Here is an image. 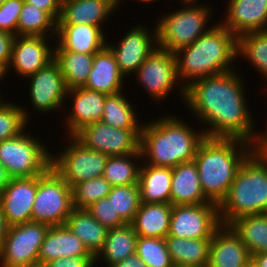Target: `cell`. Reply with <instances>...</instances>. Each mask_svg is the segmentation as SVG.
<instances>
[{
    "label": "cell",
    "instance_id": "37",
    "mask_svg": "<svg viewBox=\"0 0 267 267\" xmlns=\"http://www.w3.org/2000/svg\"><path fill=\"white\" fill-rule=\"evenodd\" d=\"M30 110L9 100L0 105V142L28 130ZM28 126V127H27Z\"/></svg>",
    "mask_w": 267,
    "mask_h": 267
},
{
    "label": "cell",
    "instance_id": "27",
    "mask_svg": "<svg viewBox=\"0 0 267 267\" xmlns=\"http://www.w3.org/2000/svg\"><path fill=\"white\" fill-rule=\"evenodd\" d=\"M137 239L138 236L132 224L108 229L104 246L95 257V267L102 262L105 267H112L117 262L135 254Z\"/></svg>",
    "mask_w": 267,
    "mask_h": 267
},
{
    "label": "cell",
    "instance_id": "19",
    "mask_svg": "<svg viewBox=\"0 0 267 267\" xmlns=\"http://www.w3.org/2000/svg\"><path fill=\"white\" fill-rule=\"evenodd\" d=\"M220 24L236 37L267 30V0H227Z\"/></svg>",
    "mask_w": 267,
    "mask_h": 267
},
{
    "label": "cell",
    "instance_id": "23",
    "mask_svg": "<svg viewBox=\"0 0 267 267\" xmlns=\"http://www.w3.org/2000/svg\"><path fill=\"white\" fill-rule=\"evenodd\" d=\"M125 79L126 77L121 73L115 55L106 45L94 55L92 69L83 87L90 91L112 95L124 91Z\"/></svg>",
    "mask_w": 267,
    "mask_h": 267
},
{
    "label": "cell",
    "instance_id": "45",
    "mask_svg": "<svg viewBox=\"0 0 267 267\" xmlns=\"http://www.w3.org/2000/svg\"><path fill=\"white\" fill-rule=\"evenodd\" d=\"M14 36L0 30V67L6 71L11 60Z\"/></svg>",
    "mask_w": 267,
    "mask_h": 267
},
{
    "label": "cell",
    "instance_id": "47",
    "mask_svg": "<svg viewBox=\"0 0 267 267\" xmlns=\"http://www.w3.org/2000/svg\"><path fill=\"white\" fill-rule=\"evenodd\" d=\"M112 267H147L146 264L135 253L126 257L124 260L117 262Z\"/></svg>",
    "mask_w": 267,
    "mask_h": 267
},
{
    "label": "cell",
    "instance_id": "28",
    "mask_svg": "<svg viewBox=\"0 0 267 267\" xmlns=\"http://www.w3.org/2000/svg\"><path fill=\"white\" fill-rule=\"evenodd\" d=\"M172 205L169 203H140L131 223L137 236L165 238L169 232Z\"/></svg>",
    "mask_w": 267,
    "mask_h": 267
},
{
    "label": "cell",
    "instance_id": "33",
    "mask_svg": "<svg viewBox=\"0 0 267 267\" xmlns=\"http://www.w3.org/2000/svg\"><path fill=\"white\" fill-rule=\"evenodd\" d=\"M123 92L106 95L101 121L118 129H142L143 123L138 120L133 102Z\"/></svg>",
    "mask_w": 267,
    "mask_h": 267
},
{
    "label": "cell",
    "instance_id": "15",
    "mask_svg": "<svg viewBox=\"0 0 267 267\" xmlns=\"http://www.w3.org/2000/svg\"><path fill=\"white\" fill-rule=\"evenodd\" d=\"M26 80L30 83L28 84V95L31 105H33L30 108L40 114H49L56 110L60 113L62 109L63 115V111L67 109L64 104H66L68 89L60 68L54 60L45 68L28 76Z\"/></svg>",
    "mask_w": 267,
    "mask_h": 267
},
{
    "label": "cell",
    "instance_id": "6",
    "mask_svg": "<svg viewBox=\"0 0 267 267\" xmlns=\"http://www.w3.org/2000/svg\"><path fill=\"white\" fill-rule=\"evenodd\" d=\"M182 4V8L157 17L159 19L156 20L155 25L158 48L175 53L194 43L213 27L212 24H209L214 10L209 5L210 3L201 5L195 0Z\"/></svg>",
    "mask_w": 267,
    "mask_h": 267
},
{
    "label": "cell",
    "instance_id": "29",
    "mask_svg": "<svg viewBox=\"0 0 267 267\" xmlns=\"http://www.w3.org/2000/svg\"><path fill=\"white\" fill-rule=\"evenodd\" d=\"M164 239L175 267H207L211 238L188 239L167 235Z\"/></svg>",
    "mask_w": 267,
    "mask_h": 267
},
{
    "label": "cell",
    "instance_id": "3",
    "mask_svg": "<svg viewBox=\"0 0 267 267\" xmlns=\"http://www.w3.org/2000/svg\"><path fill=\"white\" fill-rule=\"evenodd\" d=\"M174 54L179 82L186 88L196 80L235 70L237 37L215 21L194 43Z\"/></svg>",
    "mask_w": 267,
    "mask_h": 267
},
{
    "label": "cell",
    "instance_id": "42",
    "mask_svg": "<svg viewBox=\"0 0 267 267\" xmlns=\"http://www.w3.org/2000/svg\"><path fill=\"white\" fill-rule=\"evenodd\" d=\"M24 0H6L0 5V30L17 36V25Z\"/></svg>",
    "mask_w": 267,
    "mask_h": 267
},
{
    "label": "cell",
    "instance_id": "17",
    "mask_svg": "<svg viewBox=\"0 0 267 267\" xmlns=\"http://www.w3.org/2000/svg\"><path fill=\"white\" fill-rule=\"evenodd\" d=\"M12 178L0 193V205L8 227L32 221V208L37 193V179Z\"/></svg>",
    "mask_w": 267,
    "mask_h": 267
},
{
    "label": "cell",
    "instance_id": "14",
    "mask_svg": "<svg viewBox=\"0 0 267 267\" xmlns=\"http://www.w3.org/2000/svg\"><path fill=\"white\" fill-rule=\"evenodd\" d=\"M148 27L142 22L140 25L137 23L125 32L117 43L107 41V46L115 55L121 73L127 78L131 74L134 76L137 69L158 47L155 22L154 28Z\"/></svg>",
    "mask_w": 267,
    "mask_h": 267
},
{
    "label": "cell",
    "instance_id": "13",
    "mask_svg": "<svg viewBox=\"0 0 267 267\" xmlns=\"http://www.w3.org/2000/svg\"><path fill=\"white\" fill-rule=\"evenodd\" d=\"M221 225L216 203L176 205L172 206L168 235L188 239L212 238Z\"/></svg>",
    "mask_w": 267,
    "mask_h": 267
},
{
    "label": "cell",
    "instance_id": "1",
    "mask_svg": "<svg viewBox=\"0 0 267 267\" xmlns=\"http://www.w3.org/2000/svg\"><path fill=\"white\" fill-rule=\"evenodd\" d=\"M239 71L208 76L185 88L183 104L196 121H201L198 124L205 123L200 129L208 138H237L249 142L257 128L256 117L247 102L246 79Z\"/></svg>",
    "mask_w": 267,
    "mask_h": 267
},
{
    "label": "cell",
    "instance_id": "31",
    "mask_svg": "<svg viewBox=\"0 0 267 267\" xmlns=\"http://www.w3.org/2000/svg\"><path fill=\"white\" fill-rule=\"evenodd\" d=\"M228 226L247 247L251 257L267 252V213L244 215L231 221Z\"/></svg>",
    "mask_w": 267,
    "mask_h": 267
},
{
    "label": "cell",
    "instance_id": "22",
    "mask_svg": "<svg viewBox=\"0 0 267 267\" xmlns=\"http://www.w3.org/2000/svg\"><path fill=\"white\" fill-rule=\"evenodd\" d=\"M251 254L228 225H221L213 234L207 267H246Z\"/></svg>",
    "mask_w": 267,
    "mask_h": 267
},
{
    "label": "cell",
    "instance_id": "18",
    "mask_svg": "<svg viewBox=\"0 0 267 267\" xmlns=\"http://www.w3.org/2000/svg\"><path fill=\"white\" fill-rule=\"evenodd\" d=\"M71 97L72 106H67L64 128L67 136H74L86 125L102 120L106 95L90 91L84 87H76L67 91V99Z\"/></svg>",
    "mask_w": 267,
    "mask_h": 267
},
{
    "label": "cell",
    "instance_id": "2",
    "mask_svg": "<svg viewBox=\"0 0 267 267\" xmlns=\"http://www.w3.org/2000/svg\"><path fill=\"white\" fill-rule=\"evenodd\" d=\"M173 113L159 118L144 120L140 132L142 163L174 168L192 161L200 143L206 138L204 131H197Z\"/></svg>",
    "mask_w": 267,
    "mask_h": 267
},
{
    "label": "cell",
    "instance_id": "46",
    "mask_svg": "<svg viewBox=\"0 0 267 267\" xmlns=\"http://www.w3.org/2000/svg\"><path fill=\"white\" fill-rule=\"evenodd\" d=\"M25 2L37 7L40 10L48 12L56 21L61 13L62 0H24Z\"/></svg>",
    "mask_w": 267,
    "mask_h": 267
},
{
    "label": "cell",
    "instance_id": "35",
    "mask_svg": "<svg viewBox=\"0 0 267 267\" xmlns=\"http://www.w3.org/2000/svg\"><path fill=\"white\" fill-rule=\"evenodd\" d=\"M56 33L57 21L48 12L24 1L17 25V36L56 37Z\"/></svg>",
    "mask_w": 267,
    "mask_h": 267
},
{
    "label": "cell",
    "instance_id": "32",
    "mask_svg": "<svg viewBox=\"0 0 267 267\" xmlns=\"http://www.w3.org/2000/svg\"><path fill=\"white\" fill-rule=\"evenodd\" d=\"M94 55L73 51H54V61L58 64L67 89L83 87L92 69Z\"/></svg>",
    "mask_w": 267,
    "mask_h": 267
},
{
    "label": "cell",
    "instance_id": "51",
    "mask_svg": "<svg viewBox=\"0 0 267 267\" xmlns=\"http://www.w3.org/2000/svg\"><path fill=\"white\" fill-rule=\"evenodd\" d=\"M136 1V0H135ZM143 4L147 3V4H151L152 2H155L157 0H137ZM123 2H125V0H118V6H122L120 5V3L122 4Z\"/></svg>",
    "mask_w": 267,
    "mask_h": 267
},
{
    "label": "cell",
    "instance_id": "12",
    "mask_svg": "<svg viewBox=\"0 0 267 267\" xmlns=\"http://www.w3.org/2000/svg\"><path fill=\"white\" fill-rule=\"evenodd\" d=\"M142 129H118L102 121L86 125L74 136L92 150L107 156H124L140 152Z\"/></svg>",
    "mask_w": 267,
    "mask_h": 267
},
{
    "label": "cell",
    "instance_id": "44",
    "mask_svg": "<svg viewBox=\"0 0 267 267\" xmlns=\"http://www.w3.org/2000/svg\"><path fill=\"white\" fill-rule=\"evenodd\" d=\"M267 126V124H266ZM265 130H254L253 136L249 141L250 154L256 157L267 158V127Z\"/></svg>",
    "mask_w": 267,
    "mask_h": 267
},
{
    "label": "cell",
    "instance_id": "40",
    "mask_svg": "<svg viewBox=\"0 0 267 267\" xmlns=\"http://www.w3.org/2000/svg\"><path fill=\"white\" fill-rule=\"evenodd\" d=\"M111 189L112 185L103 176L76 184L72 187L73 206L87 209L97 200L107 197Z\"/></svg>",
    "mask_w": 267,
    "mask_h": 267
},
{
    "label": "cell",
    "instance_id": "56",
    "mask_svg": "<svg viewBox=\"0 0 267 267\" xmlns=\"http://www.w3.org/2000/svg\"><path fill=\"white\" fill-rule=\"evenodd\" d=\"M181 1V3H183V2H192V1H195V0H180Z\"/></svg>",
    "mask_w": 267,
    "mask_h": 267
},
{
    "label": "cell",
    "instance_id": "55",
    "mask_svg": "<svg viewBox=\"0 0 267 267\" xmlns=\"http://www.w3.org/2000/svg\"><path fill=\"white\" fill-rule=\"evenodd\" d=\"M246 267H258L253 261H251Z\"/></svg>",
    "mask_w": 267,
    "mask_h": 267
},
{
    "label": "cell",
    "instance_id": "43",
    "mask_svg": "<svg viewBox=\"0 0 267 267\" xmlns=\"http://www.w3.org/2000/svg\"><path fill=\"white\" fill-rule=\"evenodd\" d=\"M43 267H95L94 256H73L60 257L51 260L43 265Z\"/></svg>",
    "mask_w": 267,
    "mask_h": 267
},
{
    "label": "cell",
    "instance_id": "34",
    "mask_svg": "<svg viewBox=\"0 0 267 267\" xmlns=\"http://www.w3.org/2000/svg\"><path fill=\"white\" fill-rule=\"evenodd\" d=\"M247 59L260 78L267 82V30L244 33L237 37V59Z\"/></svg>",
    "mask_w": 267,
    "mask_h": 267
},
{
    "label": "cell",
    "instance_id": "38",
    "mask_svg": "<svg viewBox=\"0 0 267 267\" xmlns=\"http://www.w3.org/2000/svg\"><path fill=\"white\" fill-rule=\"evenodd\" d=\"M108 197L112 200L115 213L126 224H131L141 203L139 185L112 186Z\"/></svg>",
    "mask_w": 267,
    "mask_h": 267
},
{
    "label": "cell",
    "instance_id": "9",
    "mask_svg": "<svg viewBox=\"0 0 267 267\" xmlns=\"http://www.w3.org/2000/svg\"><path fill=\"white\" fill-rule=\"evenodd\" d=\"M67 141L58 154L51 153V167L71 188L103 175L109 156L88 148L75 136H67Z\"/></svg>",
    "mask_w": 267,
    "mask_h": 267
},
{
    "label": "cell",
    "instance_id": "7",
    "mask_svg": "<svg viewBox=\"0 0 267 267\" xmlns=\"http://www.w3.org/2000/svg\"><path fill=\"white\" fill-rule=\"evenodd\" d=\"M32 132L24 131L0 142V160L12 178H30L51 167L50 149Z\"/></svg>",
    "mask_w": 267,
    "mask_h": 267
},
{
    "label": "cell",
    "instance_id": "39",
    "mask_svg": "<svg viewBox=\"0 0 267 267\" xmlns=\"http://www.w3.org/2000/svg\"><path fill=\"white\" fill-rule=\"evenodd\" d=\"M136 254L147 267H175L164 238L138 236Z\"/></svg>",
    "mask_w": 267,
    "mask_h": 267
},
{
    "label": "cell",
    "instance_id": "52",
    "mask_svg": "<svg viewBox=\"0 0 267 267\" xmlns=\"http://www.w3.org/2000/svg\"><path fill=\"white\" fill-rule=\"evenodd\" d=\"M17 267H43V266L40 263H33V264L17 266Z\"/></svg>",
    "mask_w": 267,
    "mask_h": 267
},
{
    "label": "cell",
    "instance_id": "41",
    "mask_svg": "<svg viewBox=\"0 0 267 267\" xmlns=\"http://www.w3.org/2000/svg\"><path fill=\"white\" fill-rule=\"evenodd\" d=\"M88 212L107 229L117 228L126 223L115 213L112 200L103 197L87 208Z\"/></svg>",
    "mask_w": 267,
    "mask_h": 267
},
{
    "label": "cell",
    "instance_id": "48",
    "mask_svg": "<svg viewBox=\"0 0 267 267\" xmlns=\"http://www.w3.org/2000/svg\"><path fill=\"white\" fill-rule=\"evenodd\" d=\"M12 177L8 173V170L4 167L2 161L0 160V193L4 188L11 182Z\"/></svg>",
    "mask_w": 267,
    "mask_h": 267
},
{
    "label": "cell",
    "instance_id": "54",
    "mask_svg": "<svg viewBox=\"0 0 267 267\" xmlns=\"http://www.w3.org/2000/svg\"><path fill=\"white\" fill-rule=\"evenodd\" d=\"M1 88H0V105H2V103H4L6 101V98L2 96V92H1ZM5 98V99H4Z\"/></svg>",
    "mask_w": 267,
    "mask_h": 267
},
{
    "label": "cell",
    "instance_id": "36",
    "mask_svg": "<svg viewBox=\"0 0 267 267\" xmlns=\"http://www.w3.org/2000/svg\"><path fill=\"white\" fill-rule=\"evenodd\" d=\"M139 160L142 161L141 152L124 156H109L102 176L112 186L138 184L142 164Z\"/></svg>",
    "mask_w": 267,
    "mask_h": 267
},
{
    "label": "cell",
    "instance_id": "4",
    "mask_svg": "<svg viewBox=\"0 0 267 267\" xmlns=\"http://www.w3.org/2000/svg\"><path fill=\"white\" fill-rule=\"evenodd\" d=\"M250 155L249 142L237 138H208L199 145L194 162L206 198L219 205L238 169Z\"/></svg>",
    "mask_w": 267,
    "mask_h": 267
},
{
    "label": "cell",
    "instance_id": "26",
    "mask_svg": "<svg viewBox=\"0 0 267 267\" xmlns=\"http://www.w3.org/2000/svg\"><path fill=\"white\" fill-rule=\"evenodd\" d=\"M172 168L141 164L139 191L141 203L171 202Z\"/></svg>",
    "mask_w": 267,
    "mask_h": 267
},
{
    "label": "cell",
    "instance_id": "20",
    "mask_svg": "<svg viewBox=\"0 0 267 267\" xmlns=\"http://www.w3.org/2000/svg\"><path fill=\"white\" fill-rule=\"evenodd\" d=\"M118 7V0H62L57 25L88 24L104 31L105 21L111 20Z\"/></svg>",
    "mask_w": 267,
    "mask_h": 267
},
{
    "label": "cell",
    "instance_id": "49",
    "mask_svg": "<svg viewBox=\"0 0 267 267\" xmlns=\"http://www.w3.org/2000/svg\"><path fill=\"white\" fill-rule=\"evenodd\" d=\"M252 261L258 267H267V252L254 254L252 256Z\"/></svg>",
    "mask_w": 267,
    "mask_h": 267
},
{
    "label": "cell",
    "instance_id": "16",
    "mask_svg": "<svg viewBox=\"0 0 267 267\" xmlns=\"http://www.w3.org/2000/svg\"><path fill=\"white\" fill-rule=\"evenodd\" d=\"M49 38L54 42L56 37L14 36L5 77L13 69L16 75L24 79L51 63L54 60V43Z\"/></svg>",
    "mask_w": 267,
    "mask_h": 267
},
{
    "label": "cell",
    "instance_id": "30",
    "mask_svg": "<svg viewBox=\"0 0 267 267\" xmlns=\"http://www.w3.org/2000/svg\"><path fill=\"white\" fill-rule=\"evenodd\" d=\"M65 225L84 243L94 257L102 250L108 229L87 209L74 208Z\"/></svg>",
    "mask_w": 267,
    "mask_h": 267
},
{
    "label": "cell",
    "instance_id": "10",
    "mask_svg": "<svg viewBox=\"0 0 267 267\" xmlns=\"http://www.w3.org/2000/svg\"><path fill=\"white\" fill-rule=\"evenodd\" d=\"M136 81L147 92L152 101H164L177 92L184 103L185 88L177 76L176 57L173 52L157 47L137 69ZM175 91V92H174Z\"/></svg>",
    "mask_w": 267,
    "mask_h": 267
},
{
    "label": "cell",
    "instance_id": "21",
    "mask_svg": "<svg viewBox=\"0 0 267 267\" xmlns=\"http://www.w3.org/2000/svg\"><path fill=\"white\" fill-rule=\"evenodd\" d=\"M107 34L94 25H57L54 51L95 55L107 45Z\"/></svg>",
    "mask_w": 267,
    "mask_h": 267
},
{
    "label": "cell",
    "instance_id": "50",
    "mask_svg": "<svg viewBox=\"0 0 267 267\" xmlns=\"http://www.w3.org/2000/svg\"><path fill=\"white\" fill-rule=\"evenodd\" d=\"M7 229H8V226L6 224L4 215L1 210V205H0V247L2 246V243L6 236Z\"/></svg>",
    "mask_w": 267,
    "mask_h": 267
},
{
    "label": "cell",
    "instance_id": "53",
    "mask_svg": "<svg viewBox=\"0 0 267 267\" xmlns=\"http://www.w3.org/2000/svg\"><path fill=\"white\" fill-rule=\"evenodd\" d=\"M6 78L5 77V71L0 67V83L2 84L3 82V80Z\"/></svg>",
    "mask_w": 267,
    "mask_h": 267
},
{
    "label": "cell",
    "instance_id": "11",
    "mask_svg": "<svg viewBox=\"0 0 267 267\" xmlns=\"http://www.w3.org/2000/svg\"><path fill=\"white\" fill-rule=\"evenodd\" d=\"M49 228L34 221L8 227L0 247V267L38 263L41 245Z\"/></svg>",
    "mask_w": 267,
    "mask_h": 267
},
{
    "label": "cell",
    "instance_id": "8",
    "mask_svg": "<svg viewBox=\"0 0 267 267\" xmlns=\"http://www.w3.org/2000/svg\"><path fill=\"white\" fill-rule=\"evenodd\" d=\"M73 209L72 188L50 167L37 179L32 221L48 226L65 225Z\"/></svg>",
    "mask_w": 267,
    "mask_h": 267
},
{
    "label": "cell",
    "instance_id": "5",
    "mask_svg": "<svg viewBox=\"0 0 267 267\" xmlns=\"http://www.w3.org/2000/svg\"><path fill=\"white\" fill-rule=\"evenodd\" d=\"M222 225L244 215L267 213V158L249 155L218 205Z\"/></svg>",
    "mask_w": 267,
    "mask_h": 267
},
{
    "label": "cell",
    "instance_id": "24",
    "mask_svg": "<svg viewBox=\"0 0 267 267\" xmlns=\"http://www.w3.org/2000/svg\"><path fill=\"white\" fill-rule=\"evenodd\" d=\"M210 202L203 193L197 166L194 162H183L172 168L171 202L176 205H195Z\"/></svg>",
    "mask_w": 267,
    "mask_h": 267
},
{
    "label": "cell",
    "instance_id": "57",
    "mask_svg": "<svg viewBox=\"0 0 267 267\" xmlns=\"http://www.w3.org/2000/svg\"><path fill=\"white\" fill-rule=\"evenodd\" d=\"M6 0H0V5H2Z\"/></svg>",
    "mask_w": 267,
    "mask_h": 267
},
{
    "label": "cell",
    "instance_id": "25",
    "mask_svg": "<svg viewBox=\"0 0 267 267\" xmlns=\"http://www.w3.org/2000/svg\"><path fill=\"white\" fill-rule=\"evenodd\" d=\"M93 256L66 225L50 226L38 256L42 266L60 257Z\"/></svg>",
    "mask_w": 267,
    "mask_h": 267
}]
</instances>
